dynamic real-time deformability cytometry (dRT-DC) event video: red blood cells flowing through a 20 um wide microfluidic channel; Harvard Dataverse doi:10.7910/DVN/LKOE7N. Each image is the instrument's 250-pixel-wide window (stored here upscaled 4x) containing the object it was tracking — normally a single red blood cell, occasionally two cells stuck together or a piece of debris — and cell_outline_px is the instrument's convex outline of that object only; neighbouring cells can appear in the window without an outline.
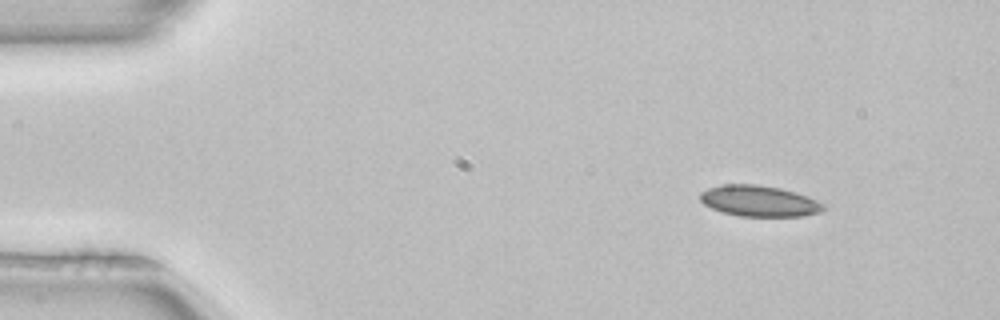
{"species": "common noctule bat (a hibernating species)", "species_latin": "Nyctalus noctula", "temperature_condition": "room temperature", "stored_images_in_passage": 3, "camera_frame_rate_fps": 3000, "um_per_image_px": 0.085, "animal": {"sex": "female", "body_mass_g": 22.7, "forearm_length_mm": 54.2}, "frame": {"image": 1, "passage_image": 1, "time_ms": 0.0, "image_size_px": [1000, 320], "cell_outline_px": [[828, 208], [820, 212], [804, 216], [740, 216], [724, 212], [712, 208], [704, 204], [700, 200], [700, 192], [708, 188], [720, 184], [756, 184], [780, 188], [796, 192], [816, 200], [824, 204]], "centroid_in_image_um": [64.54, 17.08], "position_along_channel_um": 20.5, "area_um2": 22.31}}